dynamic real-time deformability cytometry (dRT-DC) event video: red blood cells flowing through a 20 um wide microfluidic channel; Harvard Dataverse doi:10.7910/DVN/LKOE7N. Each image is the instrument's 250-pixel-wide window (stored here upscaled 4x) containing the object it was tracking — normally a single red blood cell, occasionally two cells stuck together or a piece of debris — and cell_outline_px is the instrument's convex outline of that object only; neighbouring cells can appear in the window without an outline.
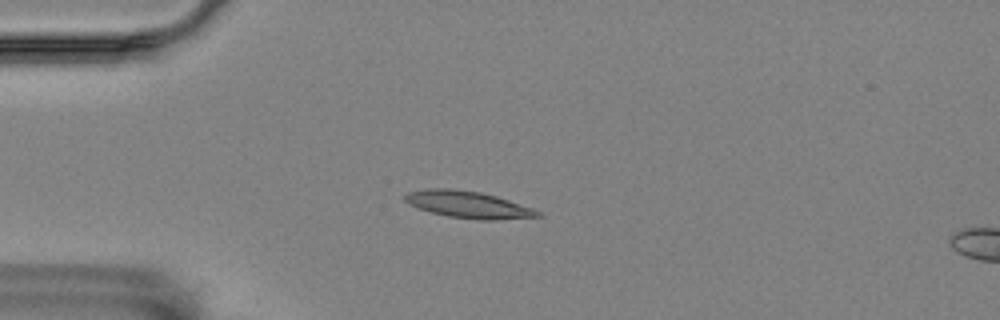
{"species": "Egyptian fruit bat (a non-hibernating species)", "species_latin": "Rousettus aegyptiacus", "temperature_condition": "room temperature", "stored_images_in_passage": 46, "camera_frame_rate_fps": 3000, "um_per_image_px": 0.085, "animal": {"sex": "female"}, "frame": {"image": 1, "passage_image": 4, "time_ms": 1.0, "image_size_px": [1000, 320], "cell_outline_px": [[544, 216], [496, 220], [480, 220], [448, 216], [416, 208], [408, 204], [404, 200], [404, 196], [408, 192], [428, 188], [452, 188], [480, 192], [496, 196], [532, 208], [540, 212]], "centroid_in_image_um": [39.77, 17.39], "position_along_channel_um": 45.2, "area_um2": 20.81}}
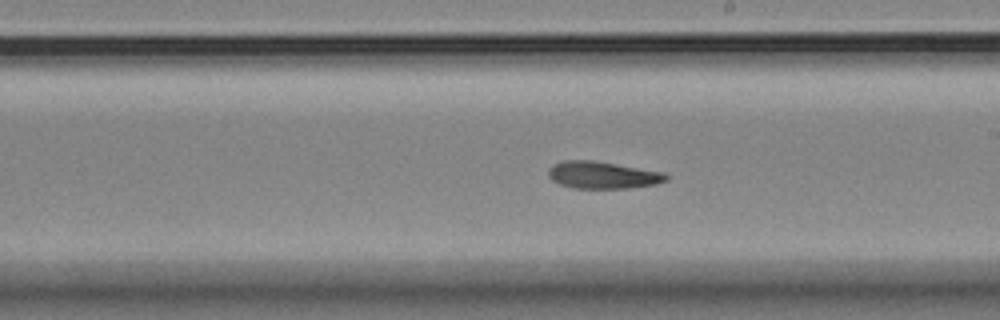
{"frame": {"image": 2, "passage_image": 22, "time_ms": 7.0, "image_size_px": [1000, 320], "cell_outline_px": [[668, 180], [656, 184], [628, 188], [572, 188], [560, 184], [552, 180], [548, 176], [548, 168], [552, 164], [564, 160], [592, 160], [664, 172], [668, 176]], "centroid_in_image_um": [51.2, 14.88], "position_along_channel_um": 237.8, "area_um2": 18.67}}
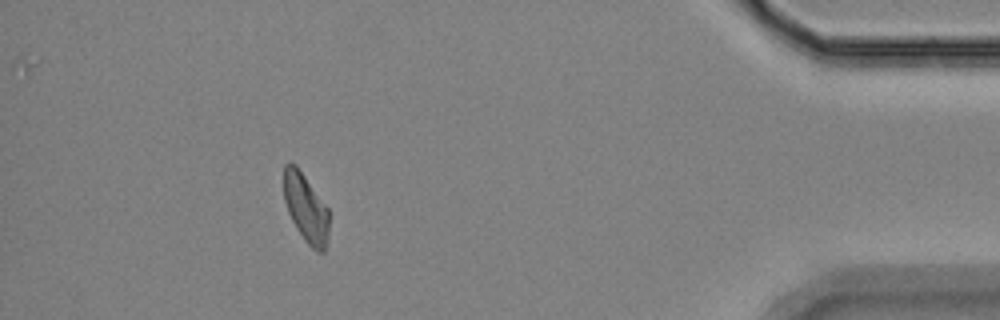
{"frame": {"image": 3, "passage_image": 41, "time_ms": 13.333, "image_size_px": [1000, 320], "cell_outline_px": [[328, 236], [324, 252], [316, 252], [304, 240], [296, 228], [288, 212], [284, 200], [284, 164], [296, 164], [328, 208]], "centroid_in_image_um": [25.99, 17.7], "position_along_channel_um": 409.2, "area_um2": 17.92}, "authors_computed_cell_mechanics": {"area_um2": 18.8428, "velocity_mm_per_s": 3.5166, "shape_relaxation_time_tau1_ms": 8.9681, "shape_relaxation_time_tau2_ms": 11.1318, "deformation_change_tau1": 0.2059, "deformation_change_tau2": 0.1751}}